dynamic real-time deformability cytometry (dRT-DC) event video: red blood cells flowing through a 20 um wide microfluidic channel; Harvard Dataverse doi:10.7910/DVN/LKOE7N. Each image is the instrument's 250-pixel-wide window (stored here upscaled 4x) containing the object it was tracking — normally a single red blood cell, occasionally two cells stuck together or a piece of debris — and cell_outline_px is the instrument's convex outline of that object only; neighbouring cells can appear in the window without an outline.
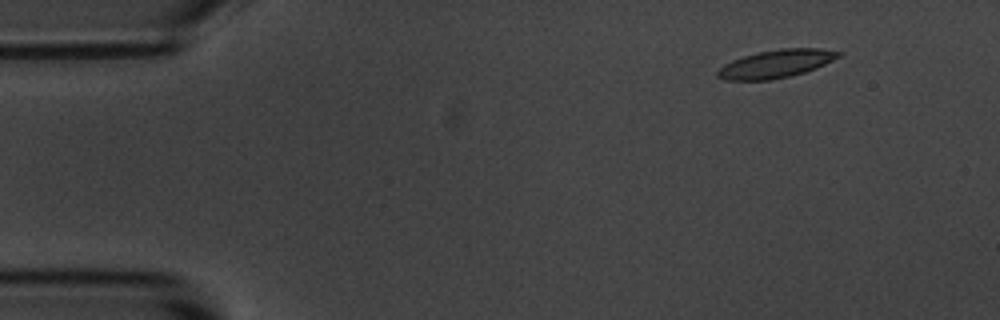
{"species": "common noctule bat (a hibernating species)", "species_latin": "Nyctalus noctula", "temperature_condition": "room temperature", "stored_images_in_passage": 4, "camera_frame_rate_fps": 3000, "um_per_image_px": 0.085, "animal": {"sex": "male", "body_mass_g": 20.1, "forearm_length_mm": 53.5}, "frame": {"image": 1, "passage_image": 2, "time_ms": 1.0, "image_size_px": [1000, 320], "cell_outline_px": [[844, 52], [840, 56], [816, 68], [804, 72], [772, 80], [724, 80], [716, 76], [716, 72], [724, 64], [732, 60], [756, 52], [780, 48], [820, 48]], "centroid_in_image_um": [65.95, 5.41], "position_along_channel_um": 19.1, "area_um2": 19.77}}
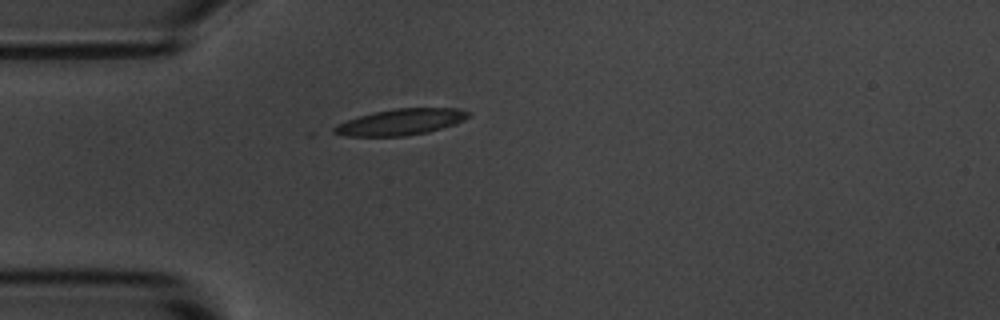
{"frame": {"image": 2, "passage_image": 4, "time_ms": 4.0, "image_size_px": [1000, 320], "cell_outline_px": [[468, 116], [464, 120], [428, 132], [404, 136], [348, 136], [332, 132], [332, 128], [336, 124], [372, 112], [396, 108], [456, 108], [468, 112]], "centroid_in_image_um": [34.01, 10.37], "position_along_channel_um": 51.0, "area_um2": 20.17}}